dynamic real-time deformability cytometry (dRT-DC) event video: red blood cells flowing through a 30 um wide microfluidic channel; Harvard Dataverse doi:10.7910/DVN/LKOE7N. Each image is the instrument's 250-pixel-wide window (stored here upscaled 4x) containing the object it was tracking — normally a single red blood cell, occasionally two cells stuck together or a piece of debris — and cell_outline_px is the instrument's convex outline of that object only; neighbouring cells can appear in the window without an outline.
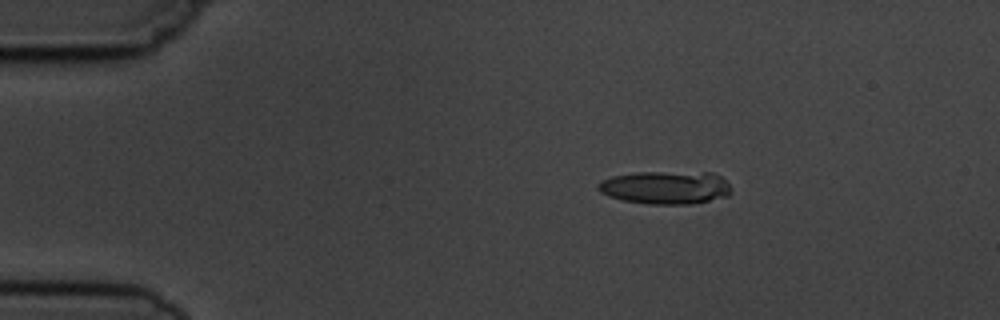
{"species": "common noctule bat (a hibernating species)", "species_latin": "Nyctalus noctula", "temperature_condition": "cold", "stored_images_in_passage": 4, "camera_frame_rate_fps": 3000, "um_per_image_px": 0.085, "animal": {"sex": "male", "body_mass_g": 19.5, "forearm_length_mm": 54.6}, "frame": {"image": 1, "passage_image": 2, "time_ms": 1.333, "image_size_px": [1000, 320], "cell_outline_px": [[732, 188], [728, 196], [692, 204], [648, 204], [624, 200], [600, 192], [596, 188], [596, 184], [600, 180], [612, 176], [636, 172], [712, 172], [720, 176]], "centroid_in_image_um": [56.57, 15.93], "position_along_channel_um": 28.4, "area_um2": 25.78}}